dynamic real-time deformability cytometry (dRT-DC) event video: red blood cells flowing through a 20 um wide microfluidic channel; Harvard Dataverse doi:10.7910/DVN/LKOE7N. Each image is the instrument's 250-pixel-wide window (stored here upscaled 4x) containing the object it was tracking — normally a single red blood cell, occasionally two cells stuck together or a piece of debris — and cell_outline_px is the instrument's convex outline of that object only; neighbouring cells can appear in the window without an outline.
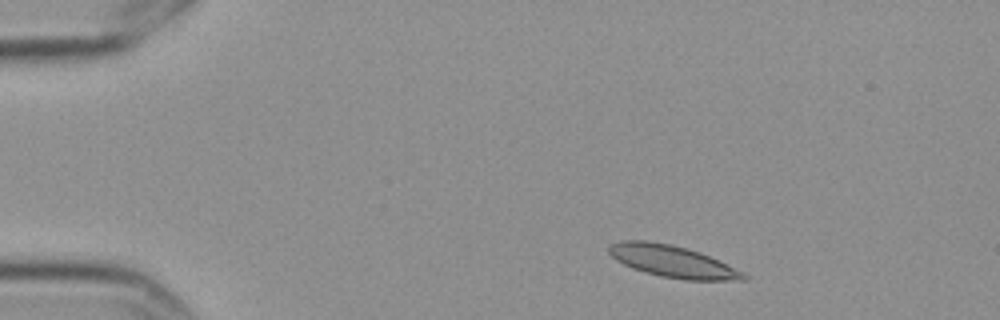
{"species": "Egyptian fruit bat (a non-hibernating species)", "species_latin": "Rousettus aegyptiacus", "temperature_condition": "cold", "stored_images_in_passage": 4, "camera_frame_rate_fps": 3000, "um_per_image_px": 0.085, "frame": {"image": 1, "passage_image": 2, "time_ms": 0.333, "image_size_px": [1000, 320], "cell_outline_px": [[748, 280], [684, 280], [660, 276], [632, 268], [616, 260], [608, 252], [608, 244], [620, 240], [644, 240], [668, 244], [700, 252], [744, 272], [748, 276]], "centroid_in_image_um": [57.14, 22.22], "position_along_channel_um": 27.9, "area_um2": 24.91}}